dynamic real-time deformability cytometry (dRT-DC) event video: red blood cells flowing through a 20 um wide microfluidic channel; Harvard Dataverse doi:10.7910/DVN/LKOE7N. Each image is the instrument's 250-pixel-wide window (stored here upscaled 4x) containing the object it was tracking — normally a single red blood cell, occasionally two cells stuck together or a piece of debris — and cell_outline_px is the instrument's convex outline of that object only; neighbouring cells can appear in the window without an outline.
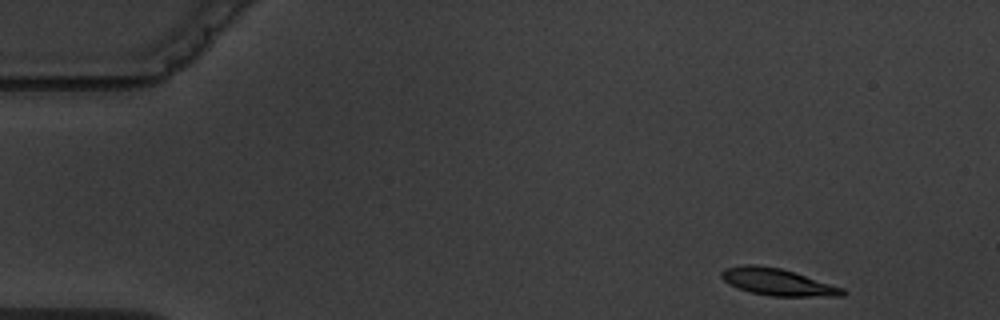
{"species": "common noctule bat (a hibernating species)", "species_latin": "Nyctalus noctula", "temperature_condition": "warm", "stored_images_in_passage": 7, "segment_of_instrument_passage": [2, 2], "camera_frame_rate_fps": 3000, "um_per_image_px": 0.085, "animal": {"sex": "male", "body_mass_g": 19.5, "forearm_length_mm": 54.6}, "frame": {"image": 1, "passage_image": 7, "time_ms": 7.0, "image_size_px": [1000, 320], "cell_outline_px": [[848, 292], [844, 296], [772, 296], [752, 292], [736, 288], [728, 284], [720, 276], [720, 272], [724, 268], [744, 264], [756, 264], [780, 268], [844, 288]], "centroid_in_image_um": [66.06, 23.96], "position_along_channel_um": 18.9, "area_um2": 19.02}}